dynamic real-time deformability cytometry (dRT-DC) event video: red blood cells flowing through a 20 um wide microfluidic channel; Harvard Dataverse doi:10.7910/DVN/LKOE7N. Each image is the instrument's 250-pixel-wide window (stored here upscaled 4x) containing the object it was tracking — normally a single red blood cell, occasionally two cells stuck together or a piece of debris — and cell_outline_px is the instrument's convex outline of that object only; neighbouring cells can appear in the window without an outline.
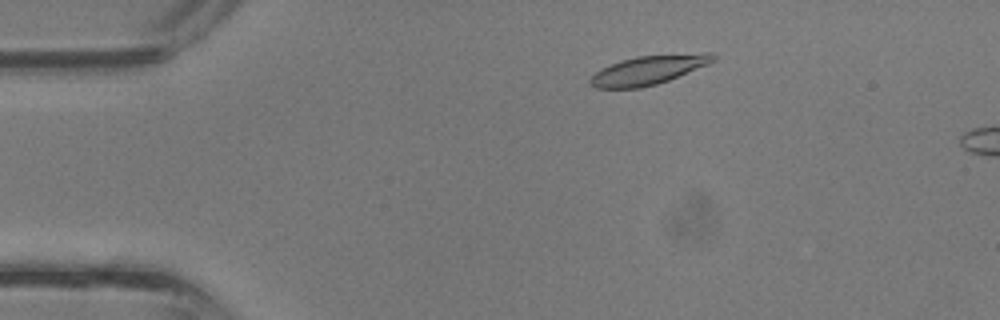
{"species": "common noctule bat (a hibernating species)", "species_latin": "Nyctalus noctula", "temperature_condition": "room temperature", "stored_images_in_passage": 8, "camera_frame_rate_fps": 3000, "um_per_image_px": 0.085, "animal": {"sex": "male", "body_mass_g": 13.3}, "frame": {"image": 1, "passage_image": 5, "time_ms": 1.333, "image_size_px": [1000, 320], "cell_outline_px": [[716, 60], [708, 64], [668, 80], [656, 84], [640, 88], [596, 88], [588, 84], [588, 80], [600, 68], [620, 60], [636, 56], [704, 52], [716, 52]], "centroid_in_image_um": [55.12, 5.93], "position_along_channel_um": 29.9, "area_um2": 20.98}}